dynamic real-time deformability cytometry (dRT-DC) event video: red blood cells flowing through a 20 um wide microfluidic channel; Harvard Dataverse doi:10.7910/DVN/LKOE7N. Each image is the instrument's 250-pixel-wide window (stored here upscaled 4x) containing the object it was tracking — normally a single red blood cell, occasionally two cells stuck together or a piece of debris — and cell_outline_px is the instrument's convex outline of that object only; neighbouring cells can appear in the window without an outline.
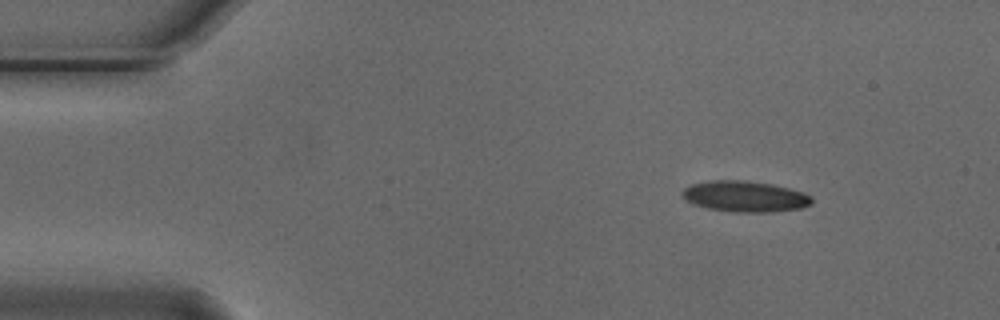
{"species": "Egyptian fruit bat (a non-hibernating species)", "species_latin": "Rousettus aegyptiacus", "temperature_condition": "cold", "stored_images_in_passage": 5, "camera_frame_rate_fps": 3000, "um_per_image_px": 0.085, "animal": {"sex": "male"}, "frame": {"image": 1, "passage_image": 1, "time_ms": 0.0, "image_size_px": [1000, 320], "cell_outline_px": [[812, 204], [800, 208], [772, 212], [736, 212], [708, 208], [692, 204], [680, 192], [684, 188], [692, 184], [708, 180], [744, 180], [772, 184], [788, 188], [812, 196]], "centroid_in_image_um": [63.31, 16.69], "position_along_channel_um": 21.7, "area_um2": 23.24}}
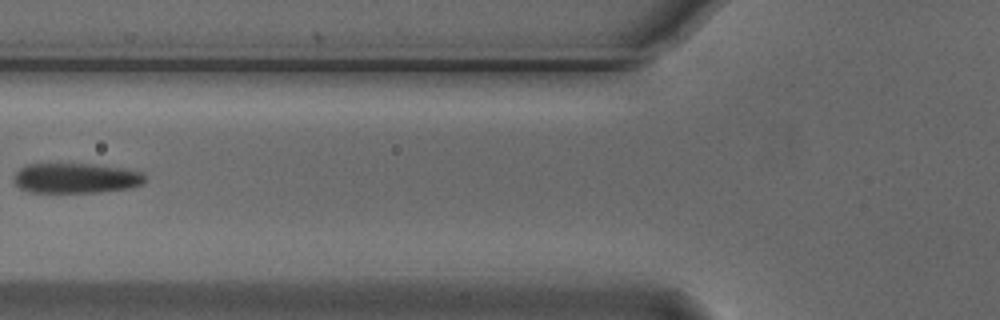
{"frame": {"image": 2, "passage_image": 4, "time_ms": 1.0, "image_size_px": [1000, 320], "cell_outline_px": [[144, 184], [128, 188], [100, 192], [28, 192], [20, 188], [12, 180], [12, 176], [20, 168], [28, 164], [92, 164], [120, 168], [140, 172], [144, 176]], "centroid_in_image_um": [6.39, 15.15], "position_along_channel_um": 119.4, "area_um2": 22.89}}
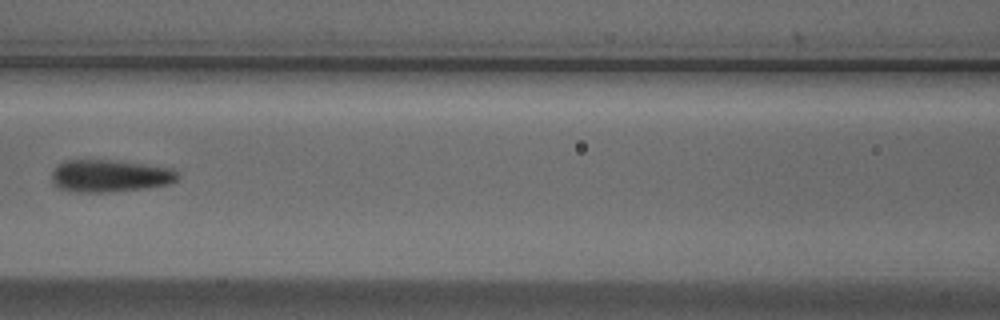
{"frame": {"image": 3, "passage_image": 5, "time_ms": 1.333, "image_size_px": [1000, 320], "cell_outline_px": [[180, 176], [176, 180], [168, 184], [144, 188], [104, 192], [76, 192], [56, 188], [52, 184], [52, 172], [56, 164], [64, 160], [112, 160], [144, 164], [172, 168], [180, 172]], "centroid_in_image_um": [9.3, 14.94], "position_along_channel_um": 157.3, "area_um2": 23.93}}